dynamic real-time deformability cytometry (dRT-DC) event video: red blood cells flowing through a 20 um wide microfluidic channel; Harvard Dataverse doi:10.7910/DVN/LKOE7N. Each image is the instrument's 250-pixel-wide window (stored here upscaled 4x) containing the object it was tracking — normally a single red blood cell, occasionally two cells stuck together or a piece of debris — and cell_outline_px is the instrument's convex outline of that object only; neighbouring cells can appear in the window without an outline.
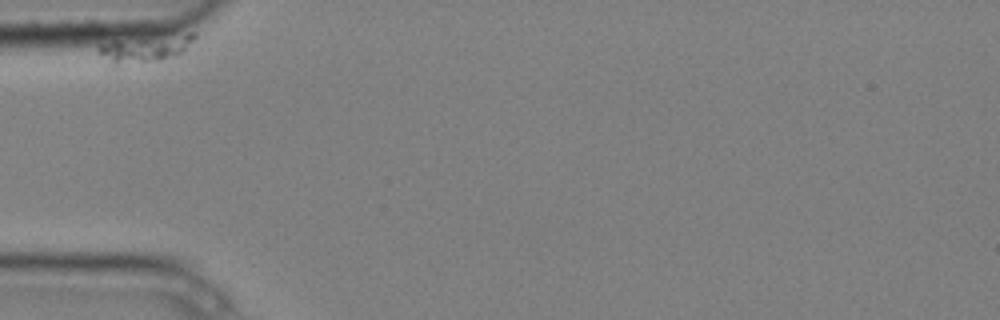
{"species": "common noctule bat (a hibernating species)", "species_latin": "Nyctalus noctula", "temperature_condition": "cold", "stored_images_in_passage": 9, "camera_frame_rate_fps": 3000, "um_per_image_px": 0.085, "animal": {"sex": "male", "body_mass_g": 20.4}, "frame": {"image": 1, "passage_image": 1, "time_ms": 0.0, "image_size_px": [1000, 320], "cell_outline_px": [[196, 36], [184, 52], [148, 60], [116, 64], [96, 52], [96, 48], [100, 44], [188, 32], [192, 32]], "centroid_in_image_um": [12.39, 4.08], "position_along_channel_um": 72.6, "area_um2": 13.7}}
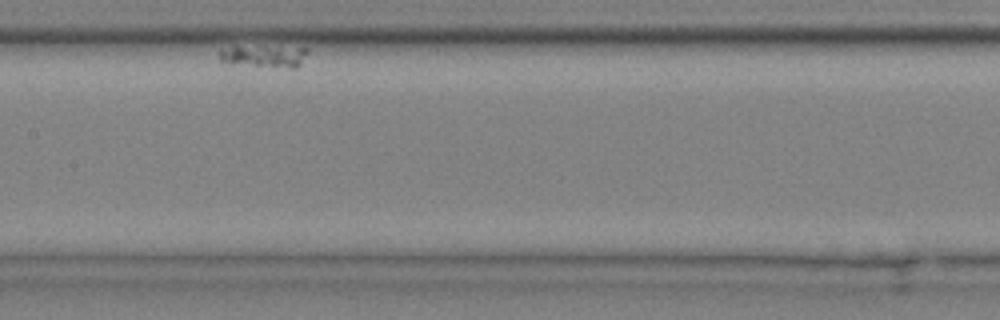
{"frame": {"image": 2, "passage_image": 6, "time_ms": 1.667, "image_size_px": [1000, 320], "cell_outline_px": [[308, 52], [300, 64], [296, 68], [292, 68], [220, 60], [220, 48], [236, 44], [308, 48]], "centroid_in_image_um": [22.47, 4.68], "position_along_channel_um": 184.9, "area_um2": 11.27}}
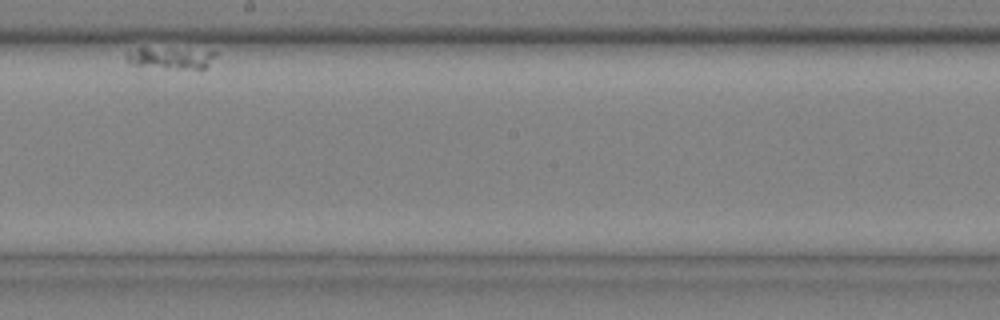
{"frame": {"image": 3, "passage_image": 8, "time_ms": 2.333, "image_size_px": [1000, 320], "cell_outline_px": [[216, 56], [204, 68], [164, 68], [128, 64], [124, 60], [124, 56], [128, 52], [140, 48], [144, 48], [216, 52]], "centroid_in_image_um": [14.39, 4.95], "position_along_channel_um": 233.8, "area_um2": 10.69}}